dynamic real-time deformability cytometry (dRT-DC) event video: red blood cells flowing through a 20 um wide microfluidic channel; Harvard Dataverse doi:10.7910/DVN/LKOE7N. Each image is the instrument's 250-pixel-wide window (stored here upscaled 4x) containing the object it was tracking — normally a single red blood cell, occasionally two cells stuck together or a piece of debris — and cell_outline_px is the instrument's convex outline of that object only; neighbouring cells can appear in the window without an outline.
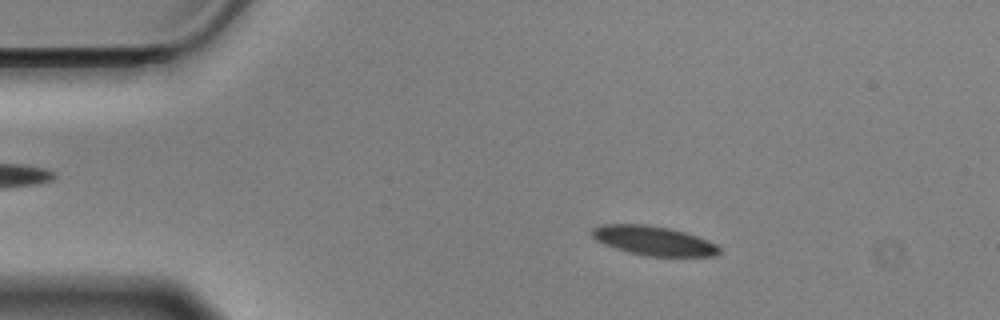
{"species": "Egyptian fruit bat (a non-hibernating species)", "species_latin": "Rousettus aegyptiacus", "temperature_condition": "cold", "stored_images_in_passage": 56, "camera_frame_rate_fps": 3000, "um_per_image_px": 0.085, "animal": {"sex": "male"}, "frame": {"image": 1, "passage_image": 9, "time_ms": 2.667, "image_size_px": [1000, 320], "cell_outline_px": [[720, 252], [716, 256], [644, 256], [628, 252], [604, 244], [596, 240], [592, 236], [592, 228], [604, 224], [644, 224], [668, 228], [684, 232], [708, 240], [716, 244], [720, 248]], "centroid_in_image_um": [55.56, 20.46], "position_along_channel_um": 29.4, "area_um2": 21.62}}
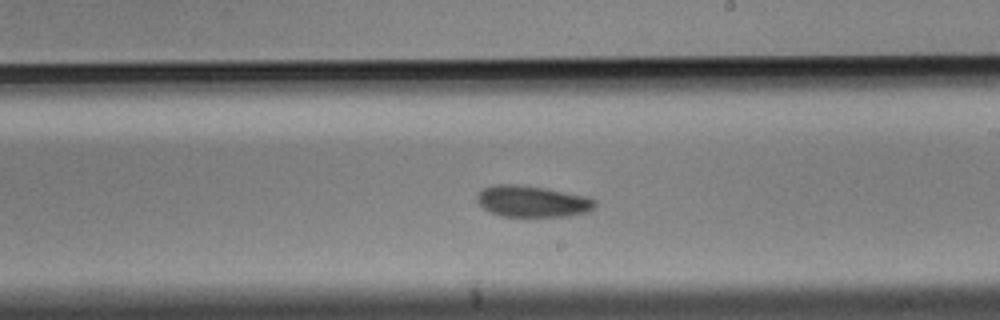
{"frame": {"image": 2, "passage_image": 32, "time_ms": 10.333, "image_size_px": [1000, 320], "cell_outline_px": [[596, 208], [588, 212], [564, 216], [504, 216], [492, 212], [484, 208], [476, 200], [476, 196], [484, 188], [492, 184], [516, 184], [544, 188], [584, 196], [596, 200]], "centroid_in_image_um": [45.25, 17.11], "position_along_channel_um": 243.8, "area_um2": 21.33}}
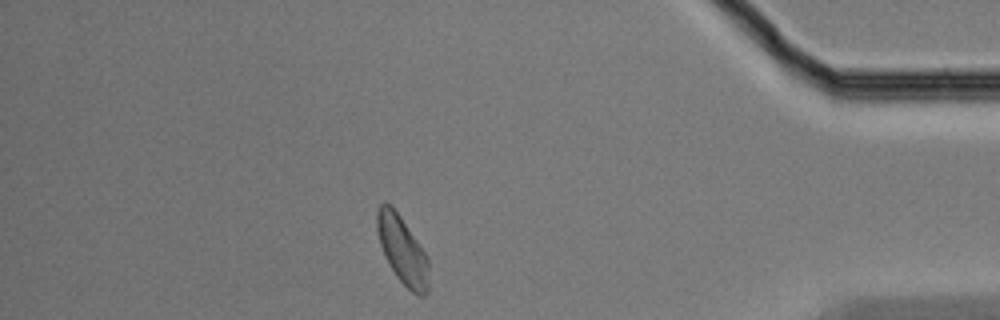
{"frame": {"image": 3, "passage_image": 49, "time_ms": 16.0, "image_size_px": [1000, 320], "cell_outline_px": [[428, 292], [424, 296], [416, 296], [396, 276], [388, 264], [384, 256], [380, 244], [376, 228], [376, 212], [380, 204], [384, 200], [400, 216], [424, 252], [428, 260]], "centroid_in_image_um": [34.18, 21.28], "position_along_channel_um": 401.0, "area_um2": 20.23}, "authors_computed_cell_mechanics": {"area_um2": 21.675, "velocity_mm_per_s": 3.474, "shape_relaxation_time_tau1_ms": 4.853, "shape_relaxation_time_tau2_ms": 8.1665, "deformation_change_tau1": 0.0903, "deformation_change_tau2": 0.1296}}